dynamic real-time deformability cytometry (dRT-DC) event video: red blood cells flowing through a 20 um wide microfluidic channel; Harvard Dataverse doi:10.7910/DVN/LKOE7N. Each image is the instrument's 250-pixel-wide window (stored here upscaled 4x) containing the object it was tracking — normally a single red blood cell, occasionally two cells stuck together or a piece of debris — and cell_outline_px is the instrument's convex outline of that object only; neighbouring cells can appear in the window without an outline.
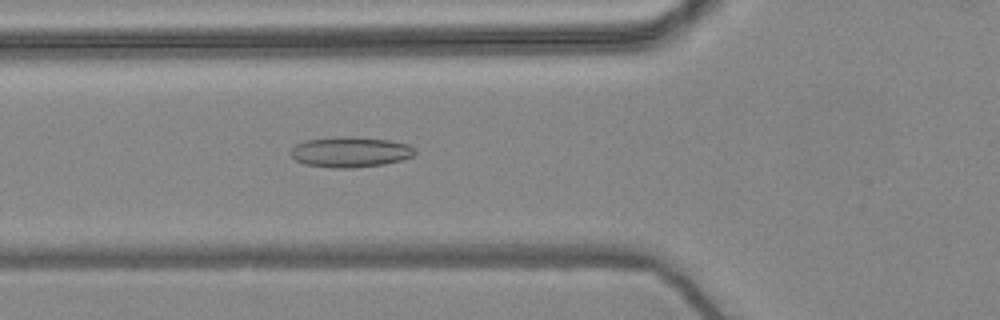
{"species": "common noctule bat (a hibernating species)", "species_latin": "Nyctalus noctula", "temperature_condition": "warm", "stored_images_in_passage": 57, "camera_frame_rate_fps": 3000, "um_per_image_px": 0.085, "animal": {"sex": "female", "body_mass_g": 24.6, "forearm_length_mm": 56.2}, "frame": {"image": 1, "passage_image": 20, "time_ms": 6.333, "image_size_px": [1000, 320], "cell_outline_px": [[416, 152], [412, 156], [400, 160], [384, 164], [356, 168], [332, 168], [304, 164], [296, 160], [288, 152], [296, 144], [304, 140], [336, 136], [352, 136], [388, 140], [408, 144], [416, 148]], "centroid_in_image_um": [29.75, 12.91], "position_along_channel_um": 96.1, "area_um2": 22.31}}
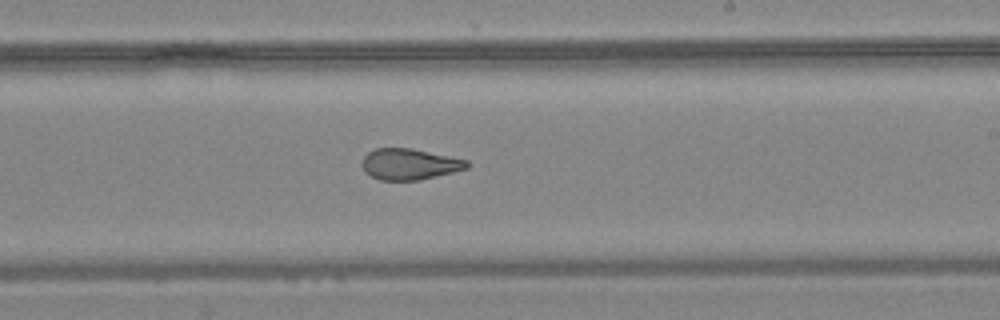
{"frame": {"image": 2, "passage_image": 33, "time_ms": 10.667, "image_size_px": [1000, 320], "cell_outline_px": [[468, 168], [420, 180], [380, 180], [364, 172], [364, 156], [368, 152], [376, 148], [412, 148], [468, 160]], "centroid_in_image_um": [34.82, 13.95], "position_along_channel_um": 254.2, "area_um2": 18.79}}
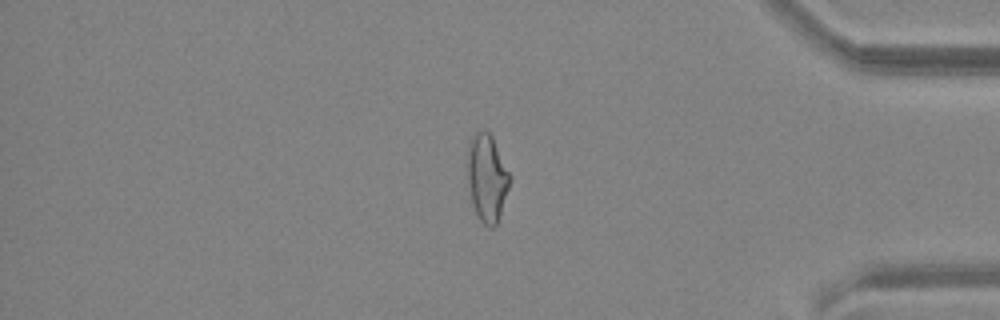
{"frame": {"image": 3, "passage_image": 47, "time_ms": 15.333, "image_size_px": [1000, 320], "cell_outline_px": [[512, 176], [496, 224], [492, 228], [488, 228], [480, 220], [472, 204], [468, 184], [468, 144], [472, 136], [476, 132], [488, 132], [492, 136]], "centroid_in_image_um": [41.4, 15.11], "position_along_channel_um": 393.8, "area_um2": 21.27}, "authors_computed_cell_mechanics": {"area_um2": 21.9062, "velocity_mm_per_s": 3.6381, "shape_relaxation_time_tau1_ms": null, "shape_relaxation_time_tau2_ms": 1.7955, "deformation_change_tau1": null, "deformation_change_tau2": 0.089}}